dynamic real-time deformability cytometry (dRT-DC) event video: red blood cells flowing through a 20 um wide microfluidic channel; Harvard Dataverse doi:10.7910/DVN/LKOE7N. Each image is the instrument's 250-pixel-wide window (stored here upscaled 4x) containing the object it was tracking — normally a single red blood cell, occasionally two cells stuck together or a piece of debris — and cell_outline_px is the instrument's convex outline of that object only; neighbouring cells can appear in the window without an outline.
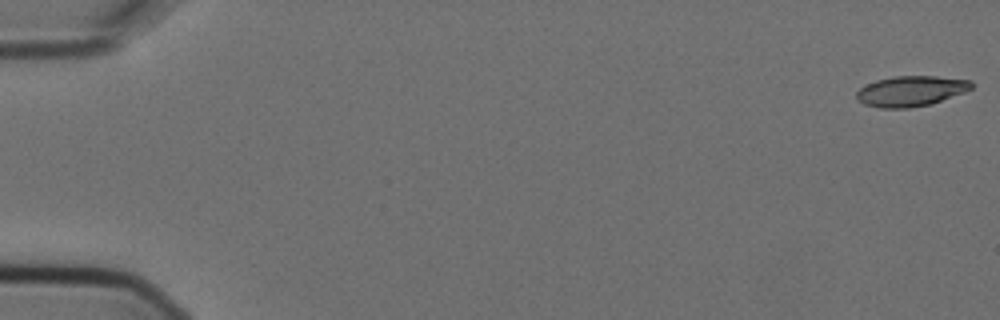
{"species": "Egyptian fruit bat (a non-hibernating species)", "species_latin": "Rousettus aegyptiacus", "temperature_condition": "cold", "stored_images_in_passage": 7, "camera_frame_rate_fps": 3000, "um_per_image_px": 0.085, "animal": {"sex": "female"}, "frame": {"image": 1, "passage_image": 1, "time_ms": 0.0, "image_size_px": [1000, 320], "cell_outline_px": [[972, 88], [964, 92], [932, 104], [908, 108], [880, 108], [864, 104], [856, 100], [856, 92], [860, 88], [876, 80], [892, 76], [936, 76], [972, 80]], "centroid_in_image_um": [77.41, 7.74], "position_along_channel_um": 7.6, "area_um2": 20.46}}
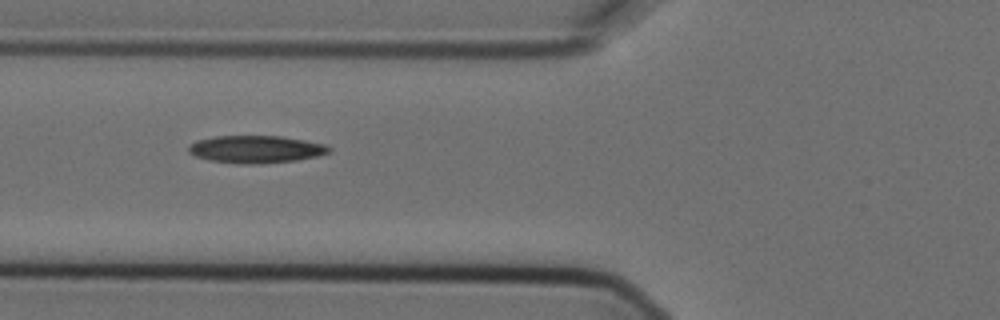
{"frame": {"image": 2, "passage_image": 6, "time_ms": 1.667, "image_size_px": [1000, 320], "cell_outline_px": [[332, 152], [316, 156], [296, 160], [260, 164], [240, 164], [208, 160], [196, 156], [188, 152], [188, 144], [196, 140], [216, 136], [280, 136], [328, 144], [332, 148]], "centroid_in_image_um": [21.76, 12.69], "position_along_channel_um": 104.0, "area_um2": 22.72}}
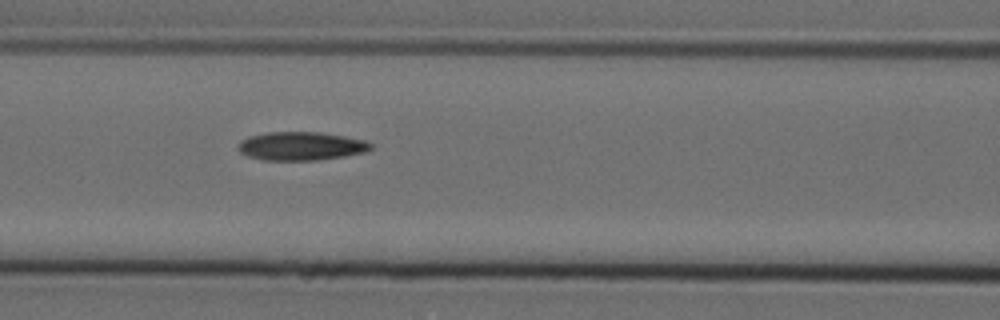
{"frame": {"image": 3, "passage_image": 7, "time_ms": 2.0, "image_size_px": [1000, 320], "cell_outline_px": [[372, 148], [364, 152], [344, 156], [316, 160], [264, 160], [248, 156], [240, 152], [236, 148], [240, 140], [248, 136], [268, 132], [320, 132], [344, 136], [364, 140], [372, 144]], "centroid_in_image_um": [25.54, 12.41], "position_along_channel_um": 141.1, "area_um2": 22.02}}